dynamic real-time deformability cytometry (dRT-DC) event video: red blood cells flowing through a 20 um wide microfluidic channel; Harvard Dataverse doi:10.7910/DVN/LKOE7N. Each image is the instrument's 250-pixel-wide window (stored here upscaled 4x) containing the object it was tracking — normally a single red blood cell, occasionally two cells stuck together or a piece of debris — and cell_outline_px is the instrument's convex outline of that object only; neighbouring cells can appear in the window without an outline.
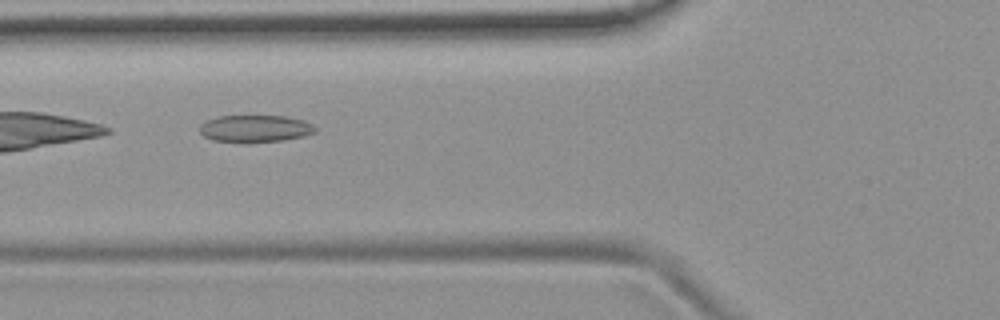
{"species": "common noctule bat (a hibernating species)", "species_latin": "Nyctalus noctula", "temperature_condition": "room temperature", "stored_images_in_passage": 10, "camera_frame_rate_fps": 3000, "um_per_image_px": 0.085, "animal": {"sex": "female", "body_mass_g": 19.9}, "frame": {"image": 1, "passage_image": 6, "time_ms": 6.0, "image_size_px": [1000, 320], "cell_outline_px": [[316, 132], [304, 136], [284, 140], [212, 140], [204, 136], [200, 132], [200, 124], [216, 116], [284, 116], [304, 120], [312, 124], [316, 128]], "centroid_in_image_um": [21.72, 10.89], "position_along_channel_um": 104.1, "area_um2": 17.63}}
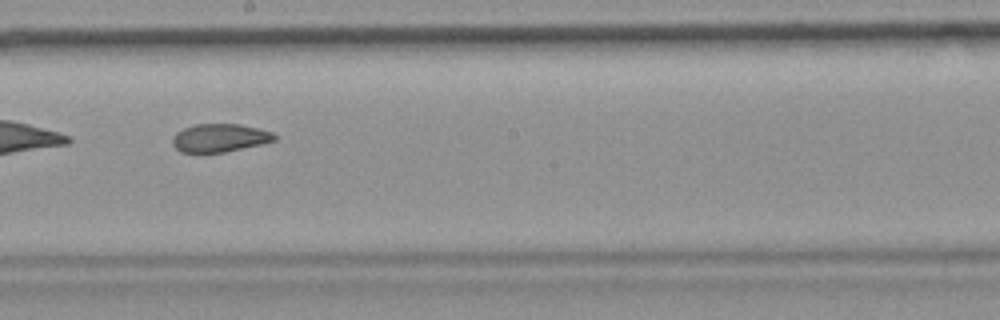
{"frame": {"image": 2, "passage_image": 9, "time_ms": 9.333, "image_size_px": [1000, 320], "cell_outline_px": [[276, 140], [260, 144], [224, 152], [180, 152], [172, 144], [172, 136], [176, 132], [184, 128], [196, 124], [240, 124], [272, 132], [276, 136]], "centroid_in_image_um": [18.64, 11.71], "position_along_channel_um": 229.6, "area_um2": 16.59}}
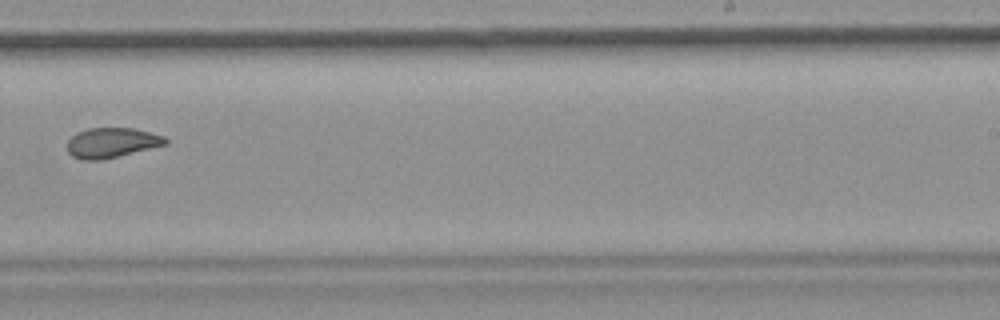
{"frame": {"image": 3, "passage_image": 10, "time_ms": 10.667, "image_size_px": [1000, 320], "cell_outline_px": [[168, 144], [100, 160], [80, 160], [72, 156], [68, 152], [68, 140], [76, 132], [88, 128], [136, 128], [164, 136], [168, 140]], "centroid_in_image_um": [9.49, 12.12], "position_along_channel_um": 279.5, "area_um2": 17.17}}